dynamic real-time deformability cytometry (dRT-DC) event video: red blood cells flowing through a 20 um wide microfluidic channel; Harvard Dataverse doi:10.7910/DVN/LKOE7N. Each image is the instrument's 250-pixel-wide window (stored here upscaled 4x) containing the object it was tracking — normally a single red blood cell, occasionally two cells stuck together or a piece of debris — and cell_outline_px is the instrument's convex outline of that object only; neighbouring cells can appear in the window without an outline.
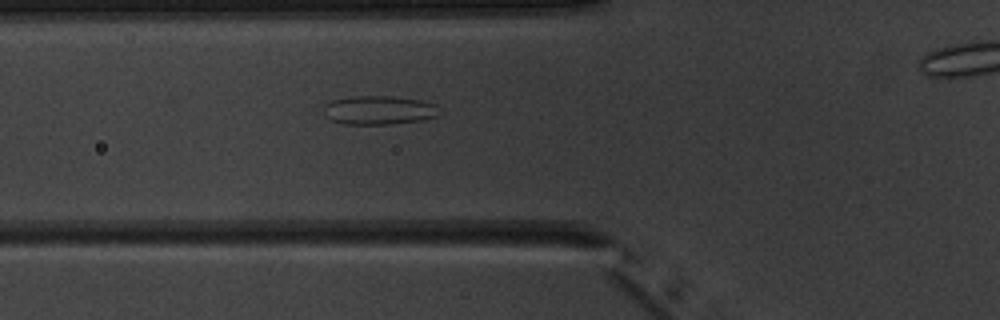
{"species": "common noctule bat (a hibernating species)", "species_latin": "Nyctalus noctula", "temperature_condition": "warm", "stored_images_in_passage": 7, "camera_frame_rate_fps": 3000, "um_per_image_px": 0.085, "animal": {"sex": "male", "body_mass_g": 20.1, "forearm_length_mm": 53.5}, "frame": {"image": 1, "passage_image": 6, "time_ms": 11.667, "image_size_px": [1000, 320], "cell_outline_px": [[436, 116], [424, 120], [388, 124], [344, 124], [332, 120], [324, 116], [324, 104], [332, 100], [356, 96], [388, 96], [420, 100], [436, 104]], "centroid_in_image_um": [32.16, 9.36], "position_along_channel_um": 93.6, "area_um2": 19.25}}